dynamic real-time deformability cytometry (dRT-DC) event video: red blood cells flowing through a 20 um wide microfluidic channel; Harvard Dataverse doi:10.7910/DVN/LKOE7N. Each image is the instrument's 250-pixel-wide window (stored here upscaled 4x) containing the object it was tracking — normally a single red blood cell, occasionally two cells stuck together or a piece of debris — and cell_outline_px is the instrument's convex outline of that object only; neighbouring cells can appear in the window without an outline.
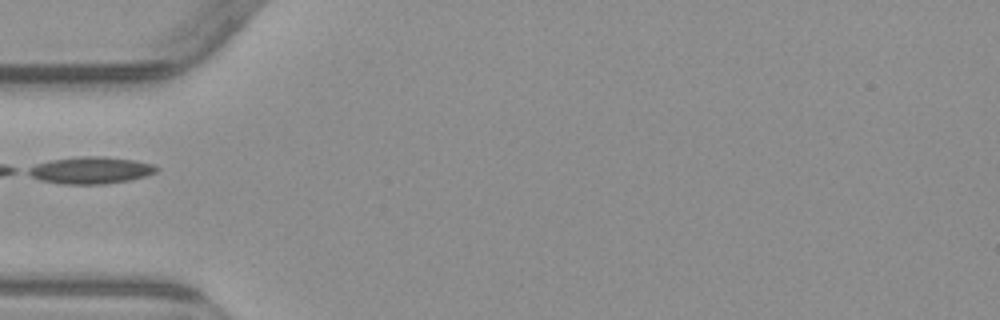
{"species": "common noctule bat (a hibernating species)", "species_latin": "Nyctalus noctula", "temperature_condition": "warm", "stored_images_in_passage": 4, "camera_frame_rate_fps": 3000, "um_per_image_px": 0.085, "animal": {"sex": "male", "body_mass_g": 23.1, "forearm_length_mm": 52.7}, "frame": {"image": 1, "passage_image": 4, "time_ms": 3.667, "image_size_px": [1000, 320], "cell_outline_px": [[160, 168], [156, 172], [144, 176], [128, 180], [104, 184], [64, 184], [40, 180], [24, 172], [28, 168], [36, 164], [52, 160], [80, 156], [104, 156], [132, 160], [152, 164]], "centroid_in_image_um": [7.68, 14.47], "position_along_channel_um": 77.3, "area_um2": 20.0}}